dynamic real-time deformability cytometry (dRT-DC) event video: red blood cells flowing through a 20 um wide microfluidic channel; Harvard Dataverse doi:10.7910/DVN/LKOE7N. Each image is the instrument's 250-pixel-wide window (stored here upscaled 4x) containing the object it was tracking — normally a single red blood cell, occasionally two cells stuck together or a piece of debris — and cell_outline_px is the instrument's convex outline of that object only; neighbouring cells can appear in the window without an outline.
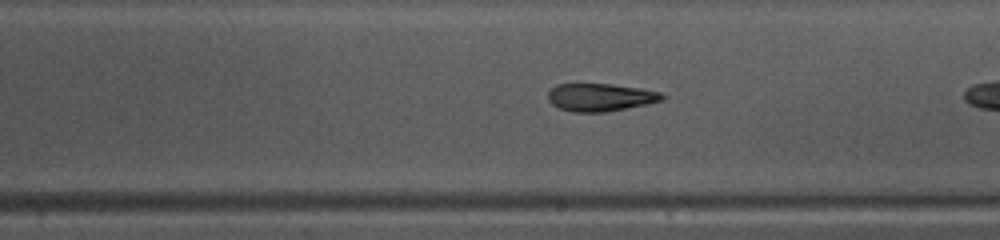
{"species": "common noctule bat (a hibernating species)", "species_latin": "Nyctalus noctula", "temperature_condition": "warm", "stored_images_in_passage": 11, "camera_frame_rate_fps": 3000, "um_per_image_px": 0.085, "animal": {"sex": "female", "body_mass_g": 10.0, "forearm_length_mm": 53.1}, "frame": {"image": 1, "passage_image": 10, "time_ms": 3.0, "image_size_px": [1000, 240], "cell_outline_px": [[664, 100], [648, 104], [604, 112], [572, 112], [560, 108], [552, 104], [548, 100], [548, 92], [556, 84], [612, 84], [640, 88], [660, 92], [664, 96]], "centroid_in_image_um": [51.03, 8.27], "position_along_channel_um": 238.0, "area_um2": 18.44}}